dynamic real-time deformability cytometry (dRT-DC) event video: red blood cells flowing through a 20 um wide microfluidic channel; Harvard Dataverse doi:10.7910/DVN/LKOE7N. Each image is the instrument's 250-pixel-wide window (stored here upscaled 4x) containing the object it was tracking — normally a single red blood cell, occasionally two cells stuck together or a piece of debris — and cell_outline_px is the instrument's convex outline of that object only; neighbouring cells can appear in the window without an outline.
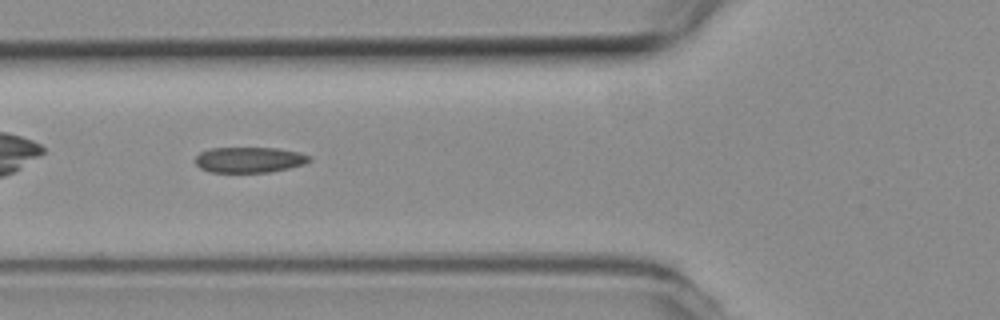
{"species": "common noctule bat (a hibernating species)", "species_latin": "Nyctalus noctula", "temperature_condition": "room temperature", "stored_images_in_passage": 36, "camera_frame_rate_fps": 3000, "um_per_image_px": 0.085, "animal": {"sex": "female", "body_mass_g": 19.3, "forearm_length_mm": 54.1}, "frame": {"image": 1, "passage_image": 5, "time_ms": 1.333, "image_size_px": [1000, 320], "cell_outline_px": [[312, 160], [304, 164], [272, 172], [208, 172], [200, 168], [196, 164], [196, 156], [200, 152], [212, 148], [276, 148], [296, 152], [312, 156]], "centroid_in_image_um": [21.19, 13.59], "position_along_channel_um": 104.6, "area_um2": 16.99}}
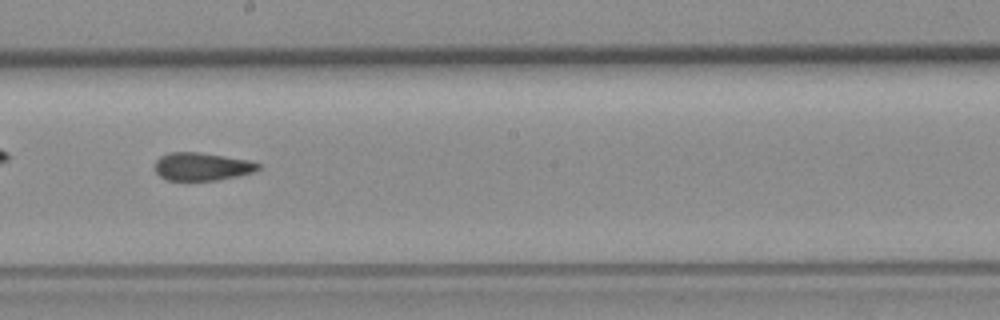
{"frame": {"image": 2, "passage_image": 15, "time_ms": 4.667, "image_size_px": [1000, 320], "cell_outline_px": [[260, 168], [252, 172], [236, 176], [216, 180], [168, 180], [160, 176], [156, 172], [156, 160], [160, 156], [168, 152], [196, 152], [248, 160], [260, 164]], "centroid_in_image_um": [17.13, 14.15], "position_along_channel_um": 231.1, "area_um2": 16.53}}
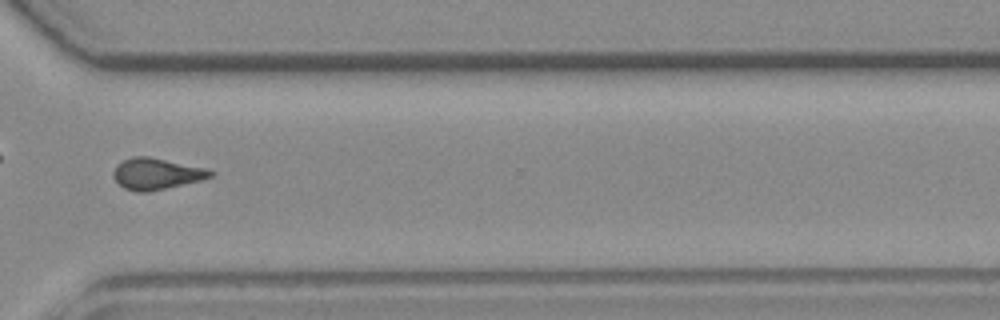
{"frame": {"image": 3, "passage_image": 25, "time_ms": 8.0, "image_size_px": [1000, 320], "cell_outline_px": [[216, 172], [212, 176], [200, 180], [148, 192], [136, 192], [124, 188], [112, 176], [112, 172], [116, 164], [132, 156], [148, 156], [208, 168]], "centroid_in_image_um": [13.29, 14.76], "position_along_channel_um": 357.3, "area_um2": 17.8}}